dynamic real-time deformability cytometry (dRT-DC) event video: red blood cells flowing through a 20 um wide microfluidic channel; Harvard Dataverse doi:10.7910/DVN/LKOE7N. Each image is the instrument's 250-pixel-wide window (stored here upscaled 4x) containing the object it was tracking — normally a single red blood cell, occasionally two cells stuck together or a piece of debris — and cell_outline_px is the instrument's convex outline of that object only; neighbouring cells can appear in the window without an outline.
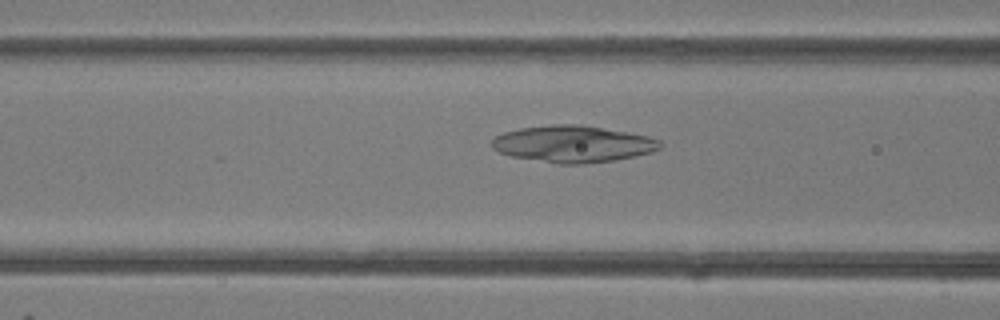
{"species": "common noctule bat (a hibernating species)", "species_latin": "Nyctalus noctula", "temperature_condition": "room temperature", "stored_images_in_passage": 37, "camera_frame_rate_fps": 3000, "um_per_image_px": 0.085, "animal": {"sex": "female"}, "frame": {"image": 1, "passage_image": 7, "time_ms": 2.0, "image_size_px": [1000, 320], "cell_outline_px": [[664, 144], [660, 148], [652, 152], [636, 156], [616, 160], [584, 164], [556, 164], [512, 156], [500, 152], [492, 148], [492, 140], [496, 136], [504, 132], [520, 128], [552, 124], [580, 124], [648, 136], [660, 140]], "centroid_in_image_um": [48.72, 12.24], "position_along_channel_um": 117.9, "area_um2": 36.13}}
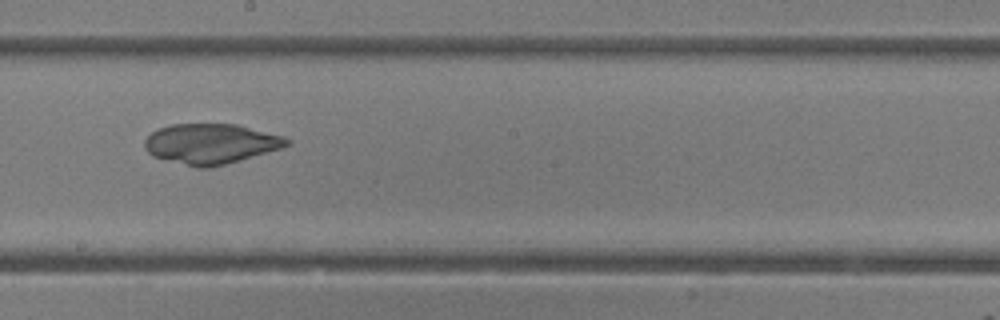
{"frame": {"image": 2, "passage_image": 15, "time_ms": 4.667, "image_size_px": [1000, 320], "cell_outline_px": [[292, 144], [280, 148], [224, 164], [208, 168], [196, 168], [152, 156], [144, 148], [144, 140], [152, 132], [160, 128], [172, 124], [236, 124], [284, 136], [292, 140]], "centroid_in_image_um": [17.91, 12.22], "position_along_channel_um": 230.3, "area_um2": 33.12}}
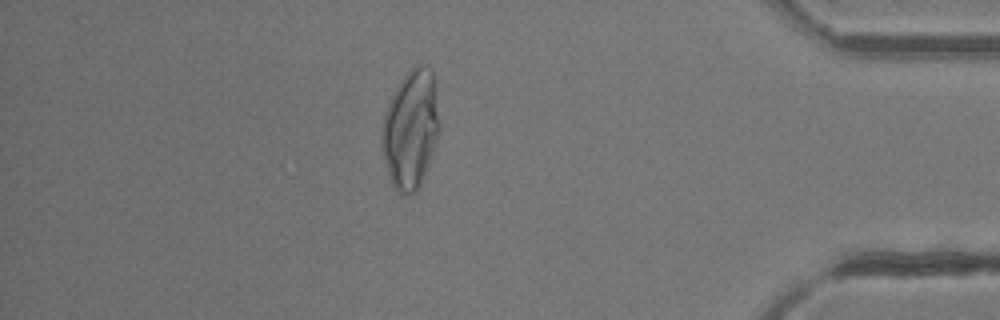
{"frame": {"image": 3, "passage_image": 30, "time_ms": 9.667, "image_size_px": [1000, 320], "cell_outline_px": [[440, 128], [424, 176], [416, 192], [408, 196], [404, 196], [396, 192], [392, 184], [388, 172], [380, 144], [380, 132], [384, 112], [396, 88], [404, 76], [416, 64], [424, 64], [432, 72], [436, 88], [440, 124]], "centroid_in_image_um": [34.89, 11.01], "position_along_channel_um": 400.3, "area_um2": 40.0}}